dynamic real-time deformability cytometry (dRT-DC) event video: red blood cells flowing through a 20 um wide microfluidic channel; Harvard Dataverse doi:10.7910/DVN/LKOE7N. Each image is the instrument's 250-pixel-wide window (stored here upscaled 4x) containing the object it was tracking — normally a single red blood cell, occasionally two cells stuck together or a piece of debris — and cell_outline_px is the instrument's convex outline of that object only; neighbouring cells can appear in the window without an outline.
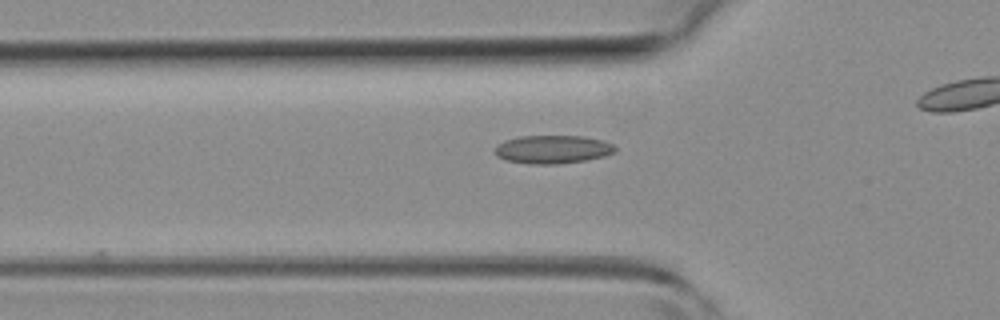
{"species": "common noctule bat (a hibernating species)", "species_latin": "Nyctalus noctula", "temperature_condition": "room temperature", "stored_images_in_passage": 8, "camera_frame_rate_fps": 3000, "um_per_image_px": 0.085, "animal": {"sex": "female", "body_mass_g": 19.3, "forearm_length_mm": 54.1}, "frame": {"image": 1, "passage_image": 4, "time_ms": 1.0, "image_size_px": [1000, 320], "cell_outline_px": [[616, 152], [604, 156], [584, 160], [556, 164], [528, 164], [504, 160], [496, 156], [492, 152], [504, 140], [520, 136], [584, 136], [600, 140], [612, 144], [616, 148]], "centroid_in_image_um": [46.93, 12.7], "position_along_channel_um": 78.9, "area_um2": 19.83}}
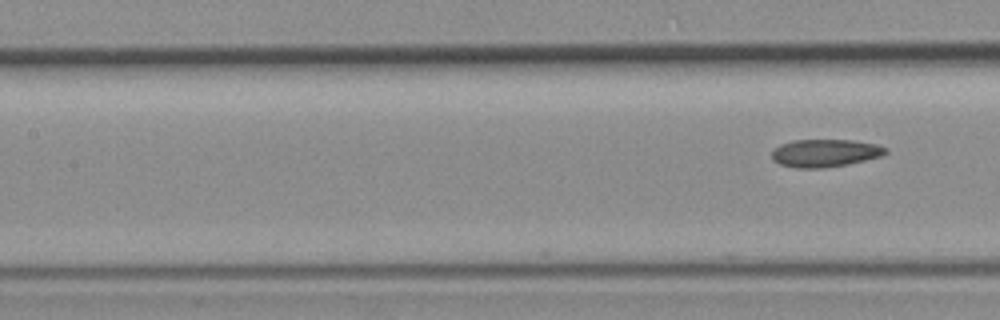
{"frame": {"image": 2, "passage_image": 8, "time_ms": 2.333, "image_size_px": [1000, 320], "cell_outline_px": [[888, 152], [884, 156], [848, 164], [824, 168], [796, 168], [780, 164], [772, 160], [772, 152], [780, 144], [792, 140], [856, 140], [876, 144], [888, 148]], "centroid_in_image_um": [70.17, 13.01], "position_along_channel_um": 137.2, "area_um2": 18.61}}